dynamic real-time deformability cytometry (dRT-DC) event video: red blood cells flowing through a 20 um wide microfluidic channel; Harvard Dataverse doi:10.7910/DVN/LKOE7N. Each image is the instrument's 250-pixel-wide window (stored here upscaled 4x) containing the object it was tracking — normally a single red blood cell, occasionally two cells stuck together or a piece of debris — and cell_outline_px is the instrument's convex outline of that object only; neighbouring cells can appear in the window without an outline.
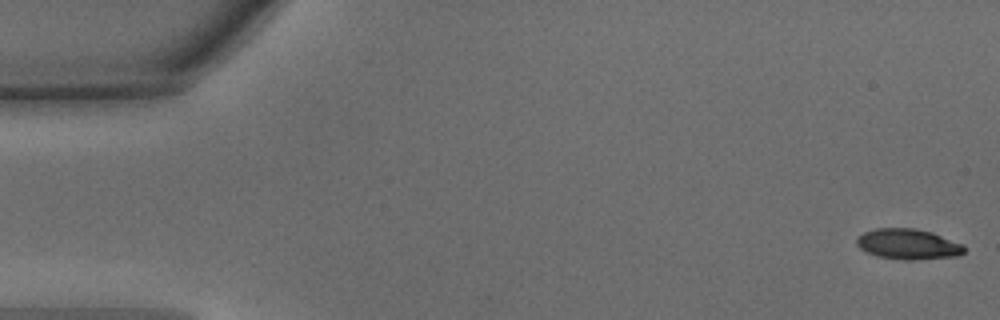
{"species": "common noctule bat (a hibernating species)", "species_latin": "Nyctalus noctula", "temperature_condition": "warm", "stored_images_in_passage": 14, "camera_frame_rate_fps": 3000, "um_per_image_px": 0.085, "animal": {"sex": "male", "body_mass_g": 15.6}, "frame": {"image": 1, "passage_image": 1, "time_ms": 0.0, "image_size_px": [1000, 320], "cell_outline_px": [[964, 252], [960, 256], [912, 260], [904, 260], [880, 256], [864, 252], [856, 244], [856, 240], [864, 232], [876, 228], [916, 228], [932, 232], [964, 244]], "centroid_in_image_um": [77.21, 20.75], "position_along_channel_um": 7.8, "area_um2": 19.19}}
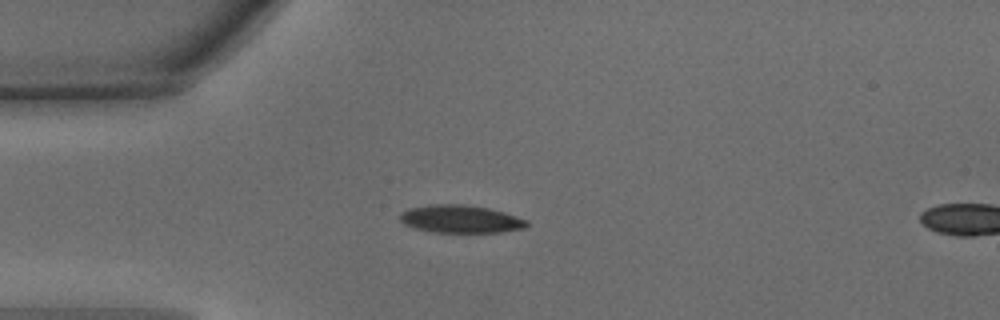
{"frame": {"image": 2, "passage_image": 12, "time_ms": 3.667, "image_size_px": [1000, 320], "cell_outline_px": [[528, 224], [524, 228], [500, 232], [432, 232], [412, 228], [404, 224], [400, 220], [400, 212], [408, 208], [428, 204], [464, 204], [488, 208], [504, 212], [528, 220]], "centroid_in_image_um": [39.1, 18.61], "position_along_channel_um": 45.9, "area_um2": 20.69}}